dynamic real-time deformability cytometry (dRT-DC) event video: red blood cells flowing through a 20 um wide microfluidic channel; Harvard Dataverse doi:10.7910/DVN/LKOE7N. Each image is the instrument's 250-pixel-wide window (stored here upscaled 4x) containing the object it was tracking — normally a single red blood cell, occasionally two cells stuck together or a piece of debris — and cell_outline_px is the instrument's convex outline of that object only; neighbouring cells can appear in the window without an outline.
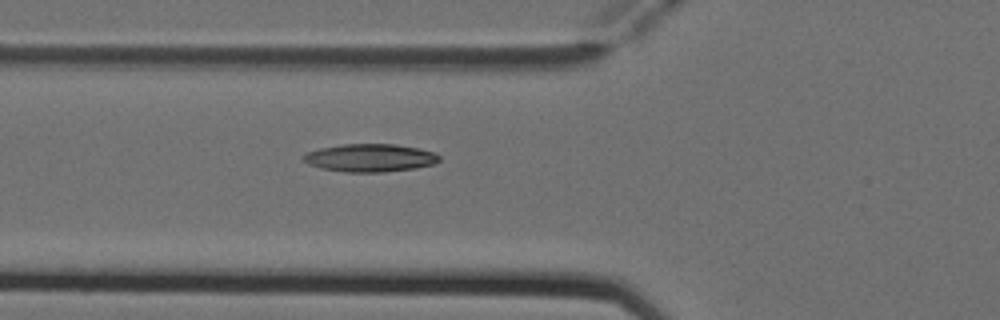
{"species": "Egyptian fruit bat (a non-hibernating species)", "species_latin": "Rousettus aegyptiacus", "temperature_condition": "cold", "stored_images_in_passage": 2, "camera_frame_rate_fps": 3000, "um_per_image_px": 0.085, "animal": {"sex": "female"}, "frame": {"image": 1, "passage_image": 2, "time_ms": 0.333, "image_size_px": [1000, 320], "cell_outline_px": [[440, 160], [432, 164], [416, 168], [384, 172], [344, 172], [320, 168], [308, 164], [304, 160], [304, 156], [308, 152], [320, 148], [344, 144], [396, 144], [420, 148], [436, 152], [440, 156]], "centroid_in_image_um": [31.5, 13.41], "position_along_channel_um": 94.3, "area_um2": 22.14}}